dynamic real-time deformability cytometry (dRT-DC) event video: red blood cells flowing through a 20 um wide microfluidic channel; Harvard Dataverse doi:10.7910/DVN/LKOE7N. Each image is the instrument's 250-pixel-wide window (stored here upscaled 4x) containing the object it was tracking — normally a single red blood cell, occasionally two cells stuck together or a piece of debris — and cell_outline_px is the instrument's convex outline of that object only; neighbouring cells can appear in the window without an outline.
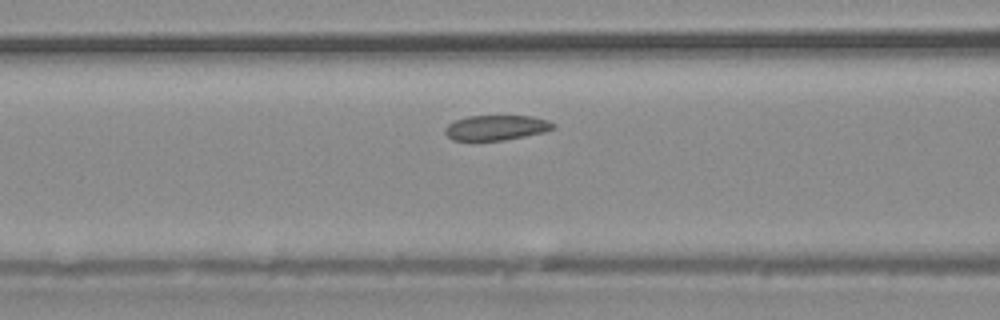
{"species": "common noctule bat (a hibernating species)", "species_latin": "Nyctalus noctula", "temperature_condition": "warm", "stored_images_in_passage": 29, "camera_frame_rate_fps": 3000, "um_per_image_px": 0.085, "animal": {"sex": "male", "body_mass_g": 20.4}, "frame": {"image": 1, "passage_image": 6, "time_ms": 1.667, "image_size_px": [1000, 320], "cell_outline_px": [[556, 128], [544, 132], [504, 140], [452, 140], [444, 132], [444, 128], [448, 124], [456, 120], [468, 116], [532, 116], [548, 120], [556, 124]], "centroid_in_image_um": [42.2, 10.85], "position_along_channel_um": 124.4, "area_um2": 15.78}}
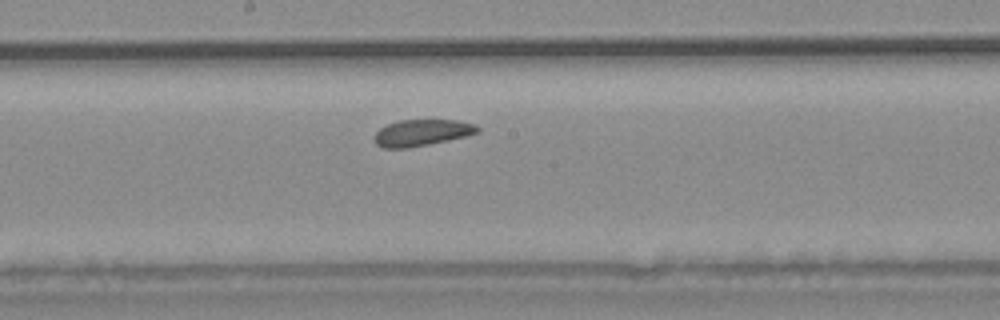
{"frame": {"image": 2, "passage_image": 11, "time_ms": 3.333, "image_size_px": [1000, 320], "cell_outline_px": [[480, 132], [448, 140], [408, 148], [384, 148], [376, 144], [372, 136], [380, 128], [388, 124], [400, 120], [456, 120], [476, 124], [480, 128]], "centroid_in_image_um": [35.84, 11.28], "position_along_channel_um": 212.4, "area_um2": 15.9}}
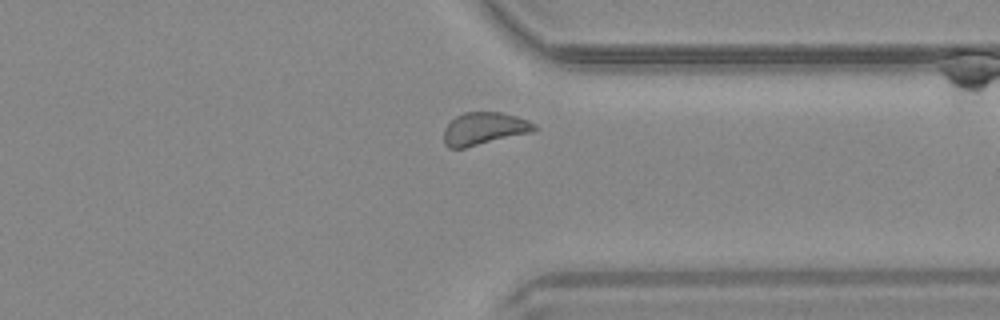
{"frame": {"image": 3, "passage_image": 20, "time_ms": 6.333, "image_size_px": [1000, 320], "cell_outline_px": [[536, 128], [532, 132], [464, 148], [448, 148], [444, 144], [444, 128], [456, 116], [464, 112], [500, 112], [516, 116], [528, 120], [536, 124]], "centroid_in_image_um": [41.14, 10.93], "position_along_channel_um": 370.3, "area_um2": 17.11}}